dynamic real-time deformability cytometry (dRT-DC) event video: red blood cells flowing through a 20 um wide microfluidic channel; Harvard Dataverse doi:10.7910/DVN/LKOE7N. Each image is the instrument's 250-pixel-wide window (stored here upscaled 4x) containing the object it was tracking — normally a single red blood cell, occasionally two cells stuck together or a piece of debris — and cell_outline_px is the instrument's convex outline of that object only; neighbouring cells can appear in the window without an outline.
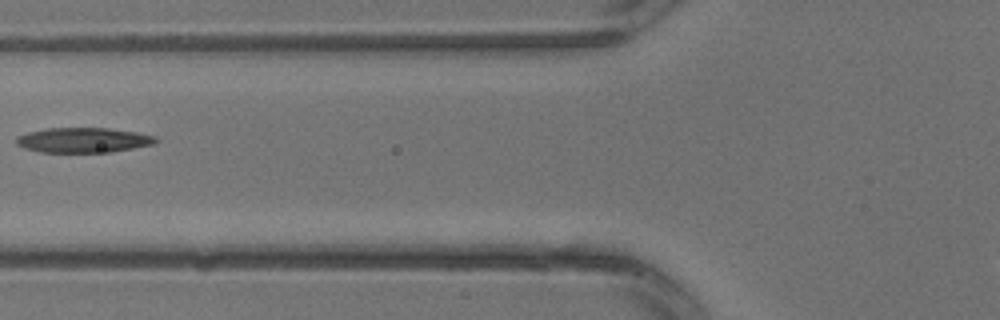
{"species": "common noctule bat (a hibernating species)", "species_latin": "Nyctalus noctula", "temperature_condition": "warm", "stored_images_in_passage": 5, "segment_of_instrument_passage": [1, 2], "camera_frame_rate_fps": 3000, "um_per_image_px": 0.085, "animal": {"sex": "male", "body_mass_g": 13.3}, "frame": {"image": 1, "passage_image": 4, "time_ms": 1.0, "image_size_px": [1000, 320], "cell_outline_px": [[160, 140], [152, 144], [112, 152], [40, 152], [24, 148], [16, 144], [16, 136], [28, 132], [44, 128], [108, 128], [136, 132], [156, 136]], "centroid_in_image_um": [7.06, 11.9], "position_along_channel_um": 118.7, "area_um2": 20.35}}